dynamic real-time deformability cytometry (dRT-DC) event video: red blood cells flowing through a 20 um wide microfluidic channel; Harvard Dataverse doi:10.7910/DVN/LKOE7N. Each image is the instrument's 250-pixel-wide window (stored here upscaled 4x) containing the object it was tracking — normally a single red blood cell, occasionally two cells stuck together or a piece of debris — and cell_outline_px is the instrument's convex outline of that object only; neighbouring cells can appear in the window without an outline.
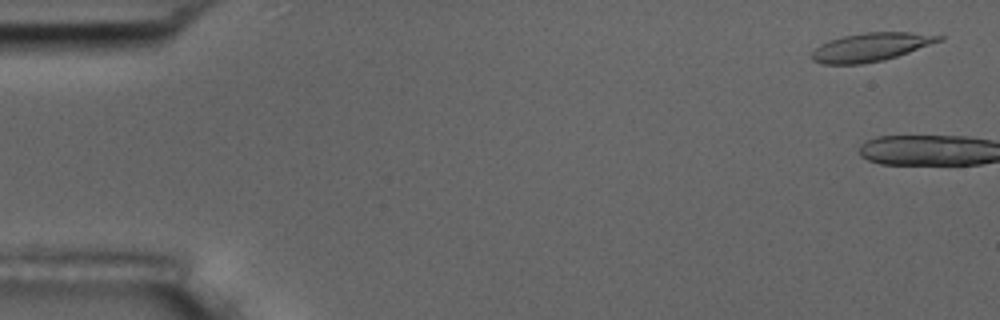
{"species": "common noctule bat (a hibernating species)", "species_latin": "Nyctalus noctula", "temperature_condition": "room temperature", "stored_images_in_passage": 7, "camera_frame_rate_fps": 3000, "um_per_image_px": 0.085, "animal": {"sex": "male", "body_mass_g": 17.5, "forearm_length_mm": 52.3}, "frame": {"image": 1, "passage_image": 1, "time_ms": 0.0, "image_size_px": [1000, 320], "cell_outline_px": [[944, 40], [884, 60], [860, 64], [824, 64], [812, 60], [812, 52], [820, 44], [828, 40], [844, 36], [864, 32], [908, 32], [944, 36]], "centroid_in_image_um": [74.01, 4.0], "position_along_channel_um": 11.0, "area_um2": 20.92}}